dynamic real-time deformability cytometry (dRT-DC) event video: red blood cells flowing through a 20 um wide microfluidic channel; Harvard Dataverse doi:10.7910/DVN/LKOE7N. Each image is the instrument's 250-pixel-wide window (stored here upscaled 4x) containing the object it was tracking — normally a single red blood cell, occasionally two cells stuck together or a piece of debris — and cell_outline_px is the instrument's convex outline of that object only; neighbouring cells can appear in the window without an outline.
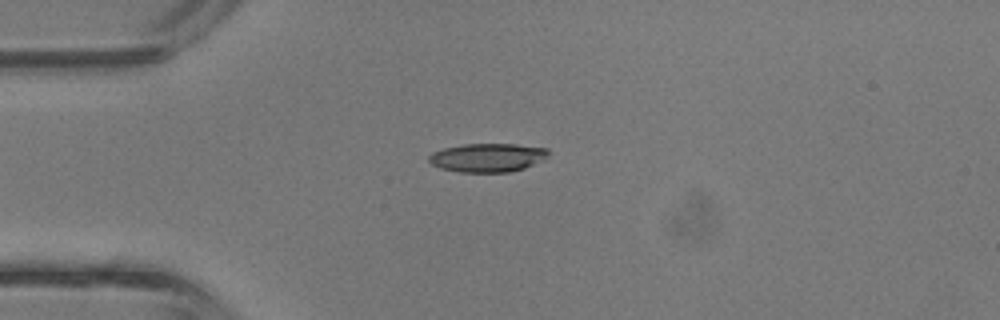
{"species": "common noctule bat (a hibernating species)", "species_latin": "Nyctalus noctula", "temperature_condition": "room temperature", "stored_images_in_passage": 2, "camera_frame_rate_fps": 3000, "um_per_image_px": 0.085, "animal": {"sex": "male", "body_mass_g": 13.3}, "frame": {"image": 1, "passage_image": 1, "time_ms": 0.0, "image_size_px": [1000, 320], "cell_outline_px": [[548, 156], [544, 160], [524, 168], [508, 172], [460, 172], [440, 168], [432, 164], [428, 160], [428, 156], [432, 152], [444, 148], [464, 144], [516, 144], [548, 148]], "centroid_in_image_um": [41.45, 13.39], "position_along_channel_um": 43.6, "area_um2": 20.0}}